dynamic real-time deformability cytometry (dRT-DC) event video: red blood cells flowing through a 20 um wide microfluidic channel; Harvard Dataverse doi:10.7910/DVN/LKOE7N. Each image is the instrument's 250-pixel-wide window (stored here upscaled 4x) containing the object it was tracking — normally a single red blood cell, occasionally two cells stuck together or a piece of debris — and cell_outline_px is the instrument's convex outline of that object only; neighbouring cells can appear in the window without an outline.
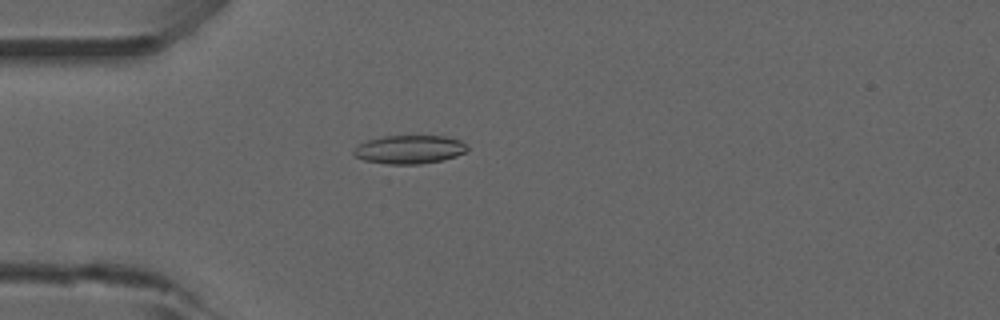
{"species": "common noctule bat (a hibernating species)", "species_latin": "Nyctalus noctula", "temperature_condition": "room temperature", "stored_images_in_passage": 39, "camera_frame_rate_fps": 3000, "um_per_image_px": 0.085, "animal": {"sex": "male", "forearm_length_mm": 52.5}, "frame": {"image": 1, "passage_image": 1, "time_ms": 0.0, "image_size_px": [1000, 320], "cell_outline_px": [[468, 148], [464, 152], [456, 156], [444, 160], [420, 164], [388, 164], [364, 160], [356, 156], [352, 152], [352, 148], [368, 140], [384, 136], [444, 136], [460, 140], [468, 144]], "centroid_in_image_um": [34.81, 12.7], "position_along_channel_um": 50.2, "area_um2": 18.9}}
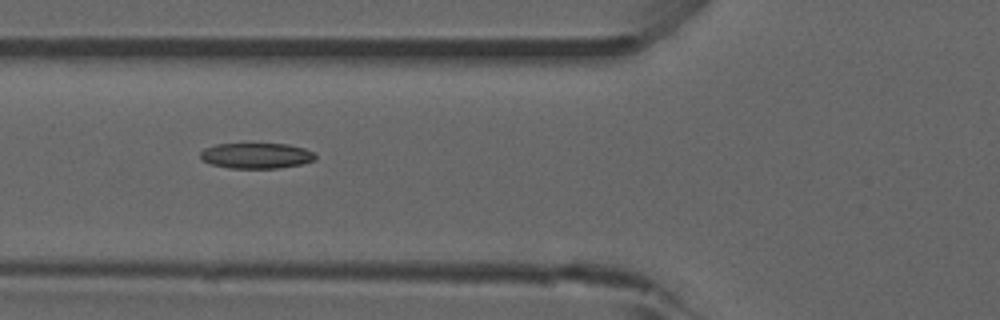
{"frame": {"image": 2, "passage_image": 6, "time_ms": 1.667, "image_size_px": [1000, 320], "cell_outline_px": [[316, 160], [300, 164], [276, 168], [228, 168], [212, 164], [204, 160], [200, 156], [200, 152], [204, 148], [216, 144], [288, 144], [304, 148], [312, 152], [316, 156]], "centroid_in_image_um": [21.79, 13.23], "position_along_channel_um": 104.0, "area_um2": 16.99}, "authors_computed_cell_mechanics": {"area_um2": 16.9932, "velocity_mm_per_s": 3.9504, "shape_relaxation_time_tau1_ms": null, "shape_relaxation_time_tau2_ms": 5.5042, "deformation_change_tau1": null, "deformation_change_tau2": 0.1164}}